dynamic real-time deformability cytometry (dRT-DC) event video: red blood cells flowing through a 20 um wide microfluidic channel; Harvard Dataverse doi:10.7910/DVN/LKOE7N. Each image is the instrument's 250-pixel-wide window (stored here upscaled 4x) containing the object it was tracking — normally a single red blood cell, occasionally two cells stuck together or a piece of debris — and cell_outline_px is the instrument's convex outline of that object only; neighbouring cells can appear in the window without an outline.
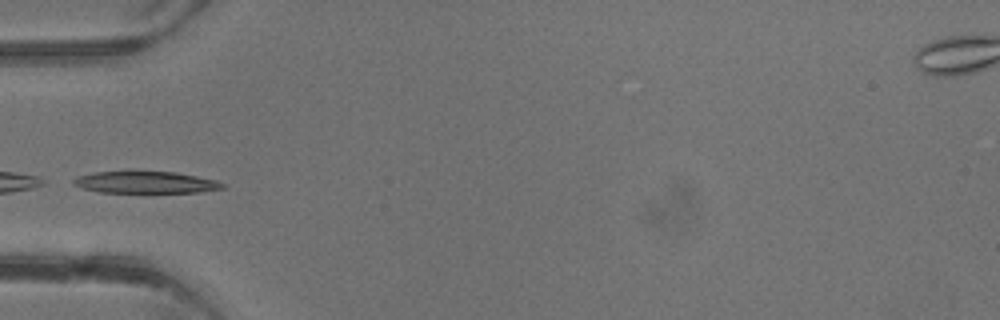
{"species": "common noctule bat (a hibernating species)", "species_latin": "Nyctalus noctula", "temperature_condition": "warm", "stored_images_in_passage": 2, "camera_frame_rate_fps": 3000, "um_per_image_px": 0.085, "animal": {"sex": "male", "body_mass_g": 13.3}, "frame": {"image": 1, "passage_image": 2, "time_ms": 1.667, "image_size_px": [1000, 320], "cell_outline_px": [[224, 188], [200, 192], [100, 192], [84, 188], [72, 184], [72, 180], [76, 176], [92, 172], [132, 168], [176, 172], [216, 180], [224, 184]], "centroid_in_image_um": [12.29, 15.44], "position_along_channel_um": 72.7, "area_um2": 19.94}}